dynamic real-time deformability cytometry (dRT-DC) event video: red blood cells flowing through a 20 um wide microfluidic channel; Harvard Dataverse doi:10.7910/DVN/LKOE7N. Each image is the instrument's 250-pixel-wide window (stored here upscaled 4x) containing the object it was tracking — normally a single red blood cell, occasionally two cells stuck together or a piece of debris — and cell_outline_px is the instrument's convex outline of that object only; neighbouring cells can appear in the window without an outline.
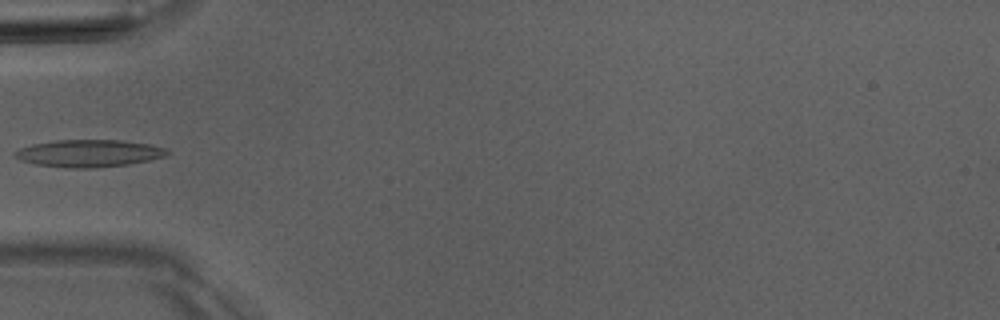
{"species": "Egyptian fruit bat (a non-hibernating species)", "species_latin": "Rousettus aegyptiacus", "temperature_condition": "room temperature", "stored_images_in_passage": 5, "camera_frame_rate_fps": 3000, "um_per_image_px": 0.085, "animal": {"sex": "male"}, "frame": {"image": 1, "passage_image": 4, "time_ms": 4.333, "image_size_px": [1000, 320], "cell_outline_px": [[172, 152], [164, 156], [148, 160], [128, 164], [88, 168], [68, 168], [36, 164], [20, 160], [12, 156], [12, 152], [20, 148], [32, 144], [56, 140], [120, 140], [148, 144], [164, 148]], "centroid_in_image_um": [7.5, 13.03], "position_along_channel_um": 77.5, "area_um2": 24.1}}